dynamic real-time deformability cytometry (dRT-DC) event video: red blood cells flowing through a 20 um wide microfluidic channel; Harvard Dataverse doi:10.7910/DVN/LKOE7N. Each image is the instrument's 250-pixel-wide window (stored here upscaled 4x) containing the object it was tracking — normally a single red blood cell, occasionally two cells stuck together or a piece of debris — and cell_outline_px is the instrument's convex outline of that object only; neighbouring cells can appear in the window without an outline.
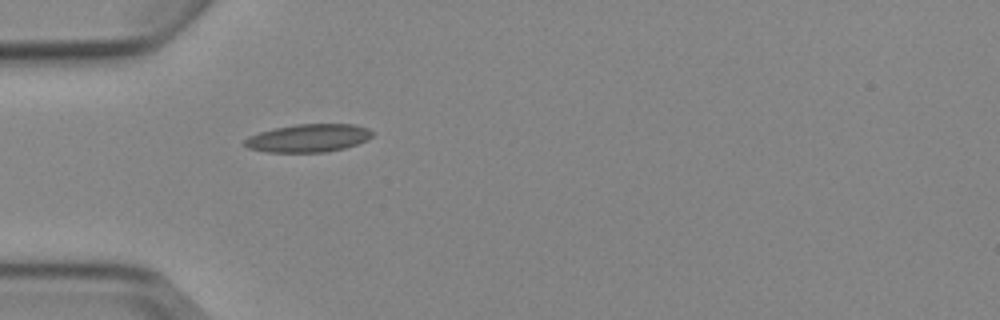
{"species": "Egyptian fruit bat (a non-hibernating species)", "species_latin": "Rousettus aegyptiacus", "temperature_condition": "cold", "stored_images_in_passage": 5, "camera_frame_rate_fps": 3000, "um_per_image_px": 0.085, "animal": {"sex": "female"}, "frame": {"image": 1, "passage_image": 5, "time_ms": 5.0, "image_size_px": [1000, 320], "cell_outline_px": [[376, 132], [368, 140], [344, 148], [324, 152], [268, 152], [248, 148], [244, 144], [244, 140], [248, 136], [260, 132], [276, 128], [296, 124], [352, 124], [368, 128]], "centroid_in_image_um": [26.24, 11.73], "position_along_channel_um": 58.8, "area_um2": 20.81}}